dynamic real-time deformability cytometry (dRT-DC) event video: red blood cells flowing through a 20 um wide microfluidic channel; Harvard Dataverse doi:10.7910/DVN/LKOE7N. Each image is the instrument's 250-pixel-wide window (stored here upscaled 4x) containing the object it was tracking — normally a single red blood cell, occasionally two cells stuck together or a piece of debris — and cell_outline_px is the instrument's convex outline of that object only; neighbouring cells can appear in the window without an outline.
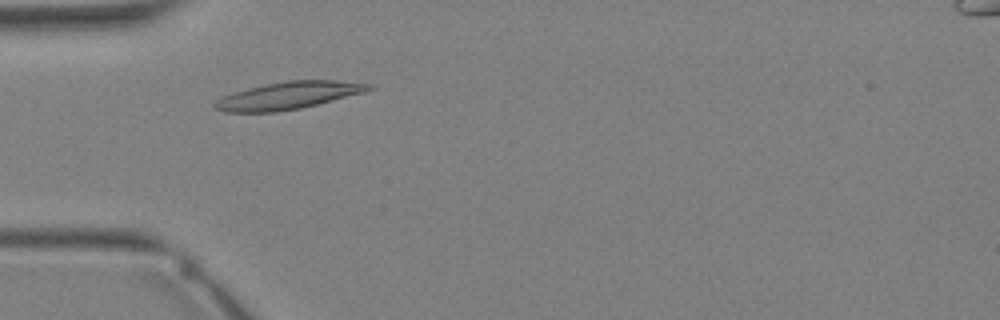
{"species": "Egyptian fruit bat (a non-hibernating species)", "species_latin": "Rousettus aegyptiacus", "temperature_condition": "warm", "stored_images_in_passage": 29, "camera_frame_rate_fps": 3000, "um_per_image_px": 0.085, "animal": {"sex": "female"}, "frame": {"image": 1, "passage_image": 6, "time_ms": 1.667, "image_size_px": [1000, 320], "cell_outline_px": [[376, 88], [364, 92], [300, 108], [276, 112], [224, 112], [216, 108], [212, 104], [216, 100], [224, 96], [248, 88], [288, 80], [336, 80], [376, 84]], "centroid_in_image_um": [24.56, 8.11], "position_along_channel_um": 60.4, "area_um2": 24.33}}
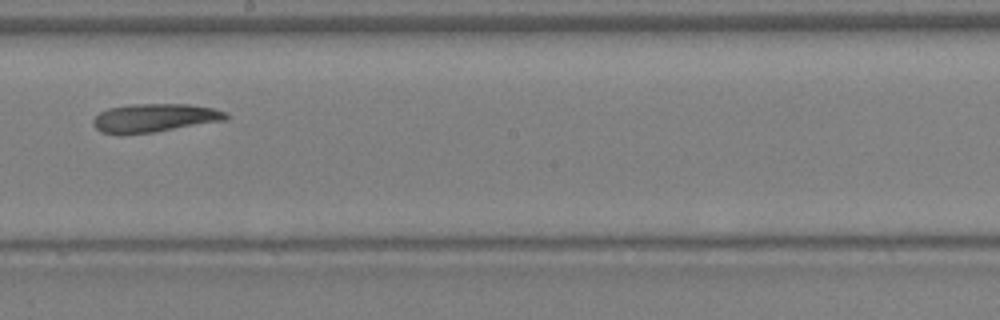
{"frame": {"image": 2, "passage_image": 15, "time_ms": 4.667, "image_size_px": [1000, 320], "cell_outline_px": [[228, 116], [224, 120], [152, 132], [100, 132], [92, 124], [92, 120], [100, 112], [108, 108], [128, 104], [188, 104], [212, 108], [228, 112]], "centroid_in_image_um": [13.14, 9.98], "position_along_channel_um": 235.1, "area_um2": 21.39}}
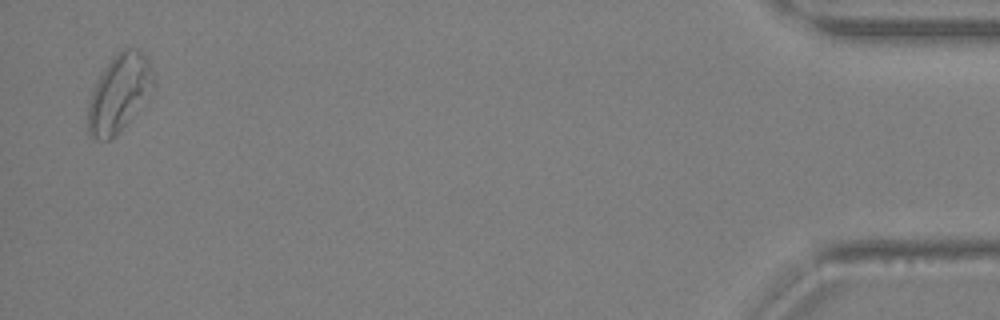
{"frame": {"image": 3, "passage_image": 29, "time_ms": 9.333, "image_size_px": [1000, 320], "cell_outline_px": [[156, 80], [120, 132], [108, 140], [96, 140], [88, 132], [88, 104], [92, 92], [104, 68], [112, 56], [124, 48], [136, 48], [148, 56]], "centroid_in_image_um": [10.11, 7.87], "position_along_channel_um": 425.1, "area_um2": 28.9}}